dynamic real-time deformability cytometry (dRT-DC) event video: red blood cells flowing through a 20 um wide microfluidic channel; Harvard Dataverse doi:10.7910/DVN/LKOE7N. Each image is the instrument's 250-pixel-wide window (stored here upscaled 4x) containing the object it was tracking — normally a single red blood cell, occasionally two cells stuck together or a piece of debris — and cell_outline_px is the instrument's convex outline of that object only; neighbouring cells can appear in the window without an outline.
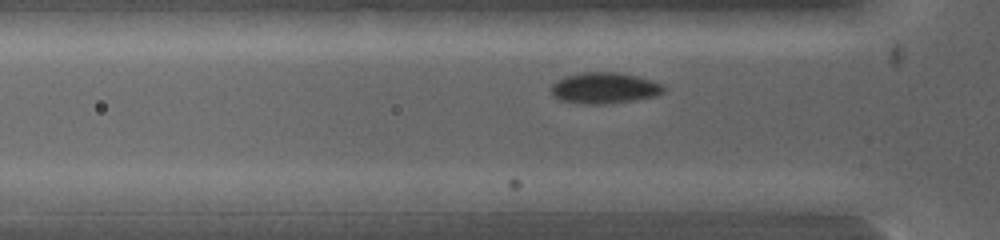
{"species": "common noctule bat (a hibernating species)", "species_latin": "Nyctalus noctula", "temperature_condition": "warm", "stored_images_in_passage": 39, "camera_frame_rate_fps": 5000, "um_per_image_px": 0.085, "animal": {"sex": "female", "body_mass_g": 19.0, "forearm_length_mm": 53.3}, "frame": {"image": 1, "passage_image": 5, "time_ms": 0.6, "image_size_px": [1000, 240], "cell_outline_px": [[664, 92], [656, 96], [632, 100], [604, 104], [592, 104], [560, 100], [552, 92], [552, 84], [564, 76], [584, 72], [616, 72], [636, 76], [660, 84], [664, 88]], "centroid_in_image_um": [51.37, 7.47], "position_along_channel_um": 74.4, "area_um2": 19.88}}
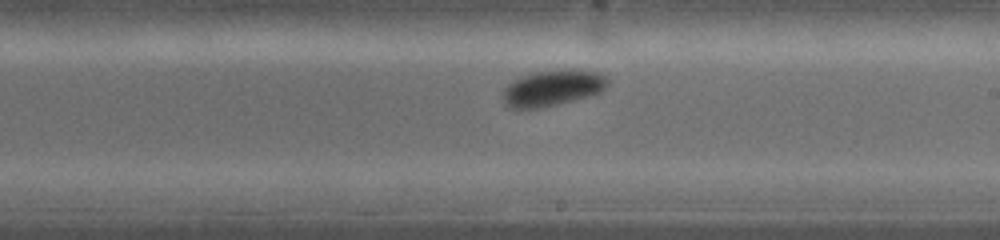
{"frame": {"image": 2, "passage_image": 21, "time_ms": 3.4, "image_size_px": [1000, 240], "cell_outline_px": [[608, 84], [604, 88], [596, 92], [584, 96], [536, 108], [512, 108], [504, 100], [504, 92], [516, 80], [524, 76], [536, 72], [596, 72], [604, 76], [608, 80]], "centroid_in_image_um": [46.95, 7.5], "position_along_channel_um": 242.1, "area_um2": 19.83}}
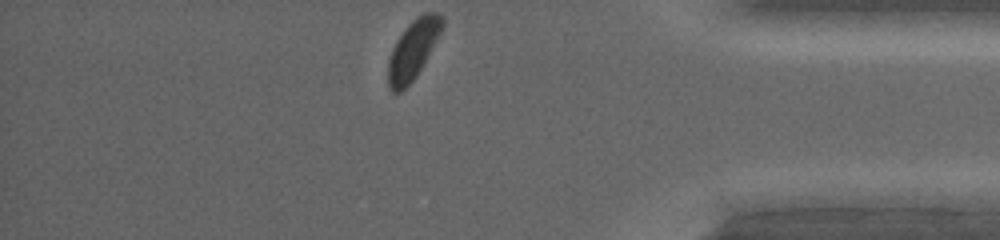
{"frame": {"image": 3, "passage_image": 38, "time_ms": 6.4, "image_size_px": [1000, 240], "cell_outline_px": [[444, 28], [416, 76], [400, 92], [392, 92], [388, 88], [388, 60], [392, 48], [396, 40], [404, 28], [416, 16], [424, 12], [436, 12], [444, 16]], "centroid_in_image_um": [35.12, 4.16], "position_along_channel_um": 400.1, "area_um2": 18.79}}